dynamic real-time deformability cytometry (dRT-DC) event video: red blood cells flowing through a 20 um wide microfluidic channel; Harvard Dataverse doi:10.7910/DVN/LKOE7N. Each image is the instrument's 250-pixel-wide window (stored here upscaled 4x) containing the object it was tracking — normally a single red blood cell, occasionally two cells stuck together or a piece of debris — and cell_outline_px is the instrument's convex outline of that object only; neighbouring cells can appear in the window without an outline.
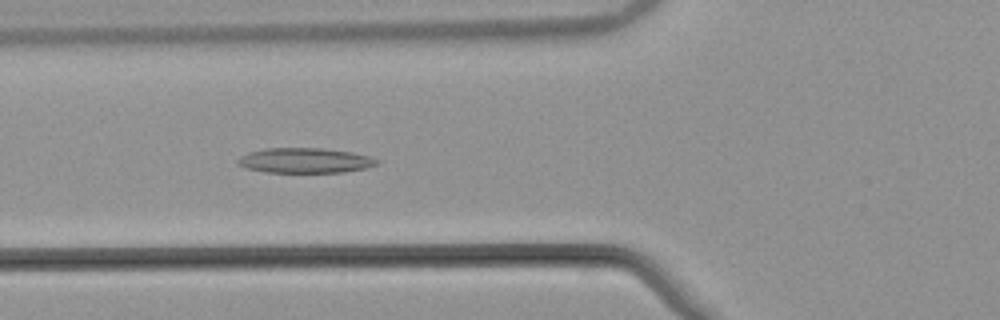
{"species": "common noctule bat (a hibernating species)", "species_latin": "Nyctalus noctula", "temperature_condition": "warm", "stored_images_in_passage": 54, "camera_frame_rate_fps": 3000, "um_per_image_px": 0.085, "animal": {"sex": "male", "body_mass_g": 21.5, "forearm_length_mm": 52.0}, "frame": {"image": 1, "passage_image": 21, "time_ms": 6.667, "image_size_px": [1000, 320], "cell_outline_px": [[380, 164], [364, 168], [344, 172], [268, 172], [244, 168], [236, 164], [236, 160], [240, 156], [248, 152], [268, 148], [324, 148], [352, 152], [368, 156], [380, 160]], "centroid_in_image_um": [25.9, 13.64], "position_along_channel_um": 99.9, "area_um2": 20.4}}
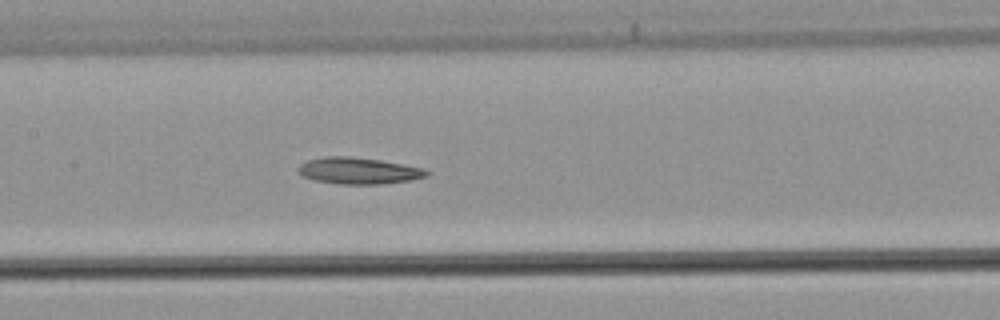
{"frame": {"image": 2, "passage_image": 27, "time_ms": 8.667, "image_size_px": [1000, 320], "cell_outline_px": [[432, 172], [428, 176], [408, 180], [380, 184], [340, 184], [312, 180], [300, 176], [300, 164], [308, 160], [324, 156], [348, 156], [380, 160], [404, 164], [424, 168]], "centroid_in_image_um": [30.49, 14.51], "position_along_channel_um": 176.9, "area_um2": 19.88}}
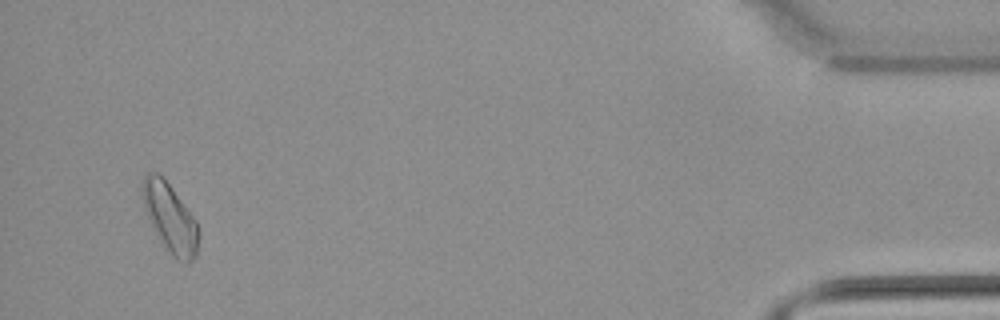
{"frame": {"image": 3, "passage_image": 52, "time_ms": 17.0, "image_size_px": [1000, 320], "cell_outline_px": [[200, 236], [196, 256], [188, 264], [176, 260], [164, 248], [148, 216], [144, 204], [140, 184], [144, 176], [148, 172], [156, 172], [172, 188], [196, 220], [200, 232]], "centroid_in_image_um": [14.48, 18.57], "position_along_channel_um": 420.7, "area_um2": 22.48}}